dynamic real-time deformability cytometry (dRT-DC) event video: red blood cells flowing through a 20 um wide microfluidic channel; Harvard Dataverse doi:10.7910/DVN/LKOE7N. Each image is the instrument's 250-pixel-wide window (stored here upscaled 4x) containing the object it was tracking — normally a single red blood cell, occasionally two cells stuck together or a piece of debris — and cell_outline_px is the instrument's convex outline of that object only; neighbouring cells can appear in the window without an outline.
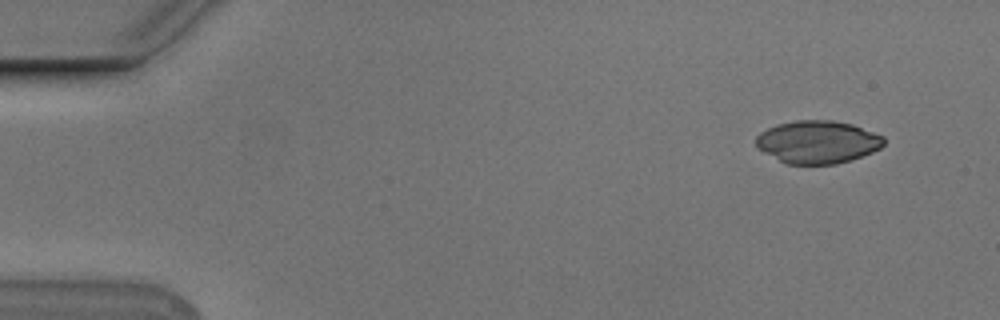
{"species": "Egyptian fruit bat (a non-hibernating species)", "species_latin": "Rousettus aegyptiacus", "temperature_condition": "cold", "stored_images_in_passage": 8, "camera_frame_rate_fps": 3000, "um_per_image_px": 0.085, "animal": {"sex": "male"}, "frame": {"image": 1, "passage_image": 1, "time_ms": 0.0, "image_size_px": [1000, 320], "cell_outline_px": [[884, 144], [880, 148], [872, 152], [836, 164], [788, 164], [756, 148], [756, 136], [760, 132], [776, 124], [796, 120], [832, 120], [852, 124], [884, 136]], "centroid_in_image_um": [69.48, 12.06], "position_along_channel_um": 15.5, "area_um2": 31.73}}